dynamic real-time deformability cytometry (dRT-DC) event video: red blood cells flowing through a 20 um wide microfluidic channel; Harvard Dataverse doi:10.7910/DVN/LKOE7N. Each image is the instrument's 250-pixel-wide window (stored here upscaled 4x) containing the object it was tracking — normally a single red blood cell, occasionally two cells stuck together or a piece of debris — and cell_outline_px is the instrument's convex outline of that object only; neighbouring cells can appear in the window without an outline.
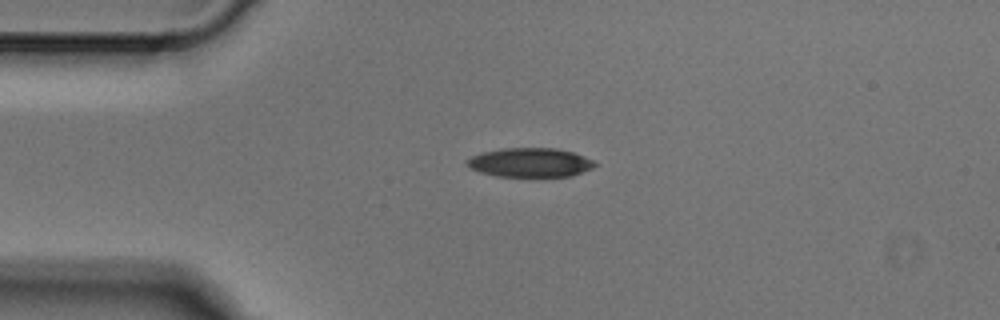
{"species": "Egyptian fruit bat (a non-hibernating species)", "species_latin": "Rousettus aegyptiacus", "temperature_condition": "cold", "stored_images_in_passage": 4, "camera_frame_rate_fps": 3000, "um_per_image_px": 0.085, "animal": {"sex": "male"}, "frame": {"image": 1, "passage_image": 2, "time_ms": 0.333, "image_size_px": [1000, 320], "cell_outline_px": [[596, 164], [592, 168], [572, 176], [496, 176], [480, 172], [472, 168], [468, 164], [468, 160], [472, 156], [484, 152], [504, 148], [556, 148], [572, 152], [584, 156], [592, 160]], "centroid_in_image_um": [45.09, 13.81], "position_along_channel_um": 39.9, "area_um2": 21.33}}
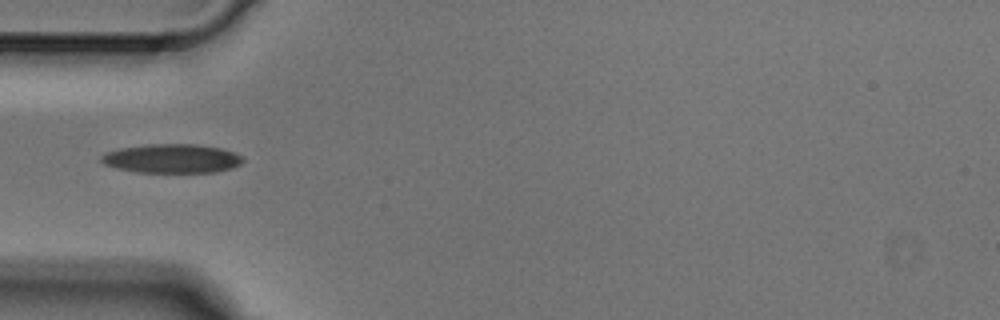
{"frame": {"image": 2, "passage_image": 3, "time_ms": 0.667, "image_size_px": [1000, 320], "cell_outline_px": [[244, 160], [240, 164], [232, 168], [216, 172], [136, 172], [116, 168], [104, 164], [100, 160], [100, 156], [104, 152], [120, 148], [148, 144], [196, 144], [220, 148], [232, 152], [240, 156]], "centroid_in_image_um": [14.56, 13.47], "position_along_channel_um": 70.4, "area_um2": 23.93}}
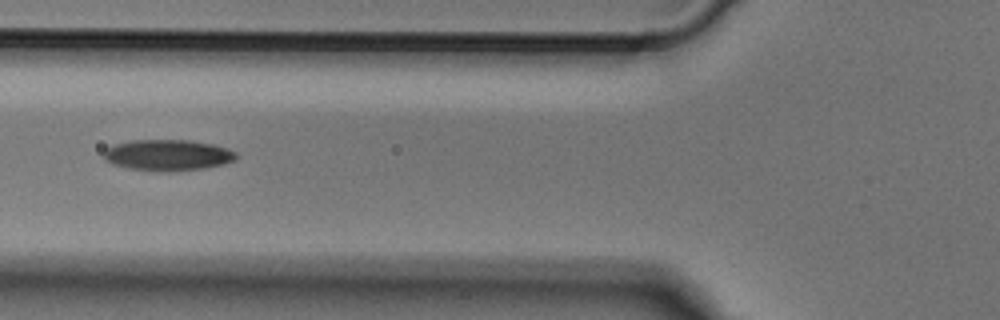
{"frame": {"image": 3, "passage_image": 4, "time_ms": 1.0, "image_size_px": [1000, 320], "cell_outline_px": [[236, 160], [224, 164], [204, 168], [128, 168], [112, 164], [104, 160], [104, 152], [108, 148], [116, 144], [132, 140], [188, 140], [212, 144], [228, 148], [236, 152]], "centroid_in_image_um": [14.28, 13.13], "position_along_channel_um": 111.5, "area_um2": 22.83}}